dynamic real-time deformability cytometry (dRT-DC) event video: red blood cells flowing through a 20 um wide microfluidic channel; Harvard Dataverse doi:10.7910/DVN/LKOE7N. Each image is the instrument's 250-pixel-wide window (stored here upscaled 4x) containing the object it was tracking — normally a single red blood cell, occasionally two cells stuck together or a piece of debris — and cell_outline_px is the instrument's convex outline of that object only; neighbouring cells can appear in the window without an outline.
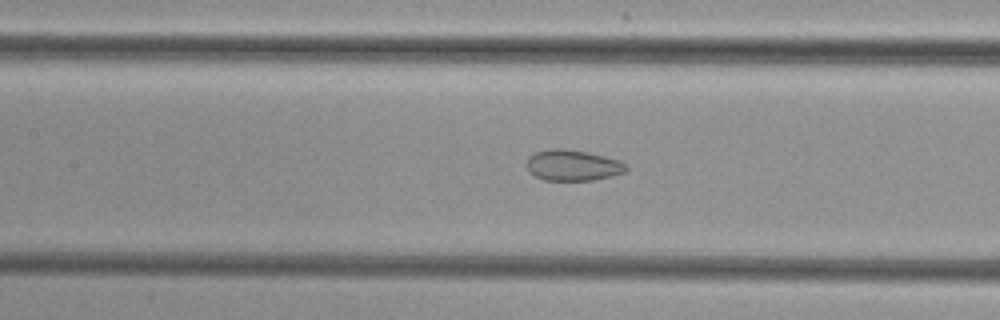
{"species": "common noctule bat (a hibernating species)", "species_latin": "Nyctalus noctula", "temperature_condition": "cold", "stored_images_in_passage": 29, "camera_frame_rate_fps": 3000, "um_per_image_px": 0.085, "animal": {"sex": "female", "body_mass_g": 29.2, "forearm_length_mm": 56.3}, "frame": {"image": 1, "passage_image": 17, "time_ms": 5.333, "image_size_px": [1000, 320], "cell_outline_px": [[628, 168], [624, 172], [612, 176], [592, 180], [544, 180], [528, 172], [528, 156], [536, 152], [552, 148], [564, 148], [588, 152], [620, 160], [628, 164]], "centroid_in_image_um": [48.71, 14.04], "position_along_channel_um": 158.7, "area_um2": 17.98}}
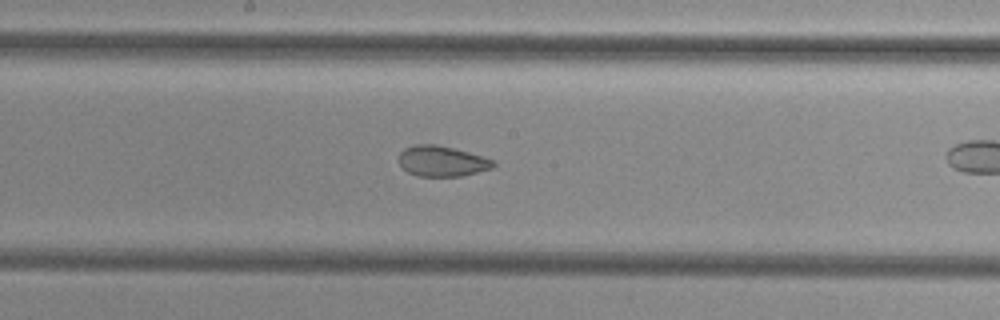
{"frame": {"image": 2, "passage_image": 21, "time_ms": 6.667, "image_size_px": [1000, 320], "cell_outline_px": [[496, 164], [492, 168], [464, 176], [416, 176], [408, 172], [396, 160], [400, 152], [404, 148], [416, 144], [436, 144], [468, 152], [496, 160]], "centroid_in_image_um": [37.55, 13.7], "position_along_channel_um": 210.6, "area_um2": 16.99}}